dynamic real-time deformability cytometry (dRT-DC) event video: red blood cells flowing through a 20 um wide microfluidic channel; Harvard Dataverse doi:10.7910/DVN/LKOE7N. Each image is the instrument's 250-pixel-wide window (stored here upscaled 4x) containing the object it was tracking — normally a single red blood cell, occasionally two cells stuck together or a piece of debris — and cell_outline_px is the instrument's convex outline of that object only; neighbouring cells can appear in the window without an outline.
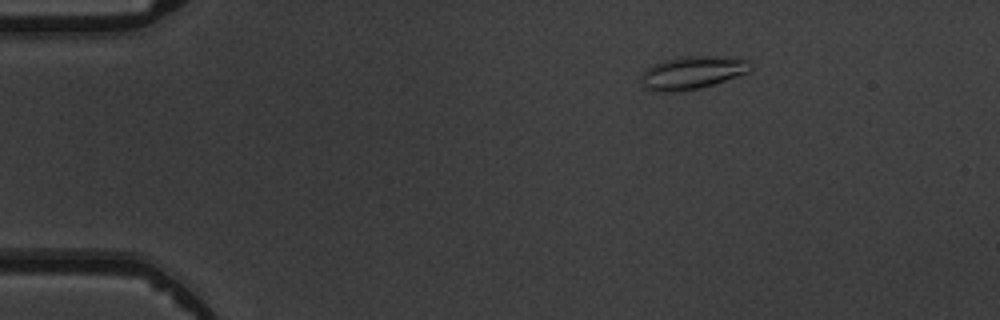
{"species": "common noctule bat (a hibernating species)", "species_latin": "Nyctalus noctula", "temperature_condition": "warm", "stored_images_in_passage": 3, "camera_frame_rate_fps": 3000, "um_per_image_px": 0.085, "animal": {"sex": "male", "body_mass_g": 19.5, "forearm_length_mm": 54.6}, "frame": {"image": 1, "passage_image": 1, "time_ms": 0.0, "image_size_px": [1000, 320], "cell_outline_px": [[752, 68], [748, 72], [712, 84], [696, 88], [668, 92], [656, 92], [644, 88], [640, 76], [652, 64], [664, 60], [684, 56], [708, 56], [748, 60]], "centroid_in_image_um": [58.78, 6.17], "position_along_channel_um": 26.2, "area_um2": 20.46}}